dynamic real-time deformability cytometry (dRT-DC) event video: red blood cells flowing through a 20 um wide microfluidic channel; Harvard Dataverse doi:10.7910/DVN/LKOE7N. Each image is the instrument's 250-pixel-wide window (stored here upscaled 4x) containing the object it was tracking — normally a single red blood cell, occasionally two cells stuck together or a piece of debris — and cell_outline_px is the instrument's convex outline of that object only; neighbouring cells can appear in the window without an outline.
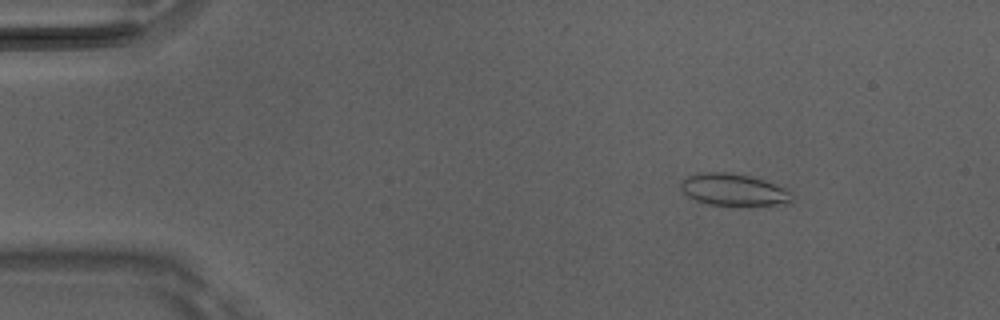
{"species": "Egyptian fruit bat (a non-hibernating species)", "species_latin": "Rousettus aegyptiacus", "temperature_condition": "room temperature", "stored_images_in_passage": 50, "camera_frame_rate_fps": 3000, "um_per_image_px": 0.085, "animal": {"sex": "male"}, "frame": {"image": 1, "passage_image": 7, "time_ms": 2.0, "image_size_px": [1000, 320], "cell_outline_px": [[796, 200], [792, 204], [708, 204], [696, 200], [688, 196], [680, 188], [680, 180], [688, 176], [700, 172], [724, 172], [748, 176], [764, 180], [788, 188]], "centroid_in_image_um": [62.4, 16.11], "position_along_channel_um": 22.6, "area_um2": 20.63}}
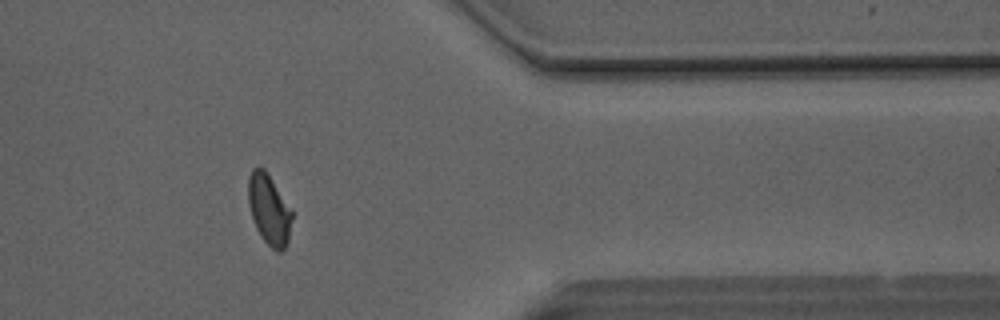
{"frame": {"image": 2, "passage_image": 41, "time_ms": 13.333, "image_size_px": [1000, 320], "cell_outline_px": [[292, 216], [288, 240], [284, 248], [280, 252], [276, 252], [260, 236], [252, 220], [248, 204], [248, 176], [252, 168], [264, 168], [292, 212]], "centroid_in_image_um": [22.83, 17.83], "position_along_channel_um": 388.6, "area_um2": 17.69}}
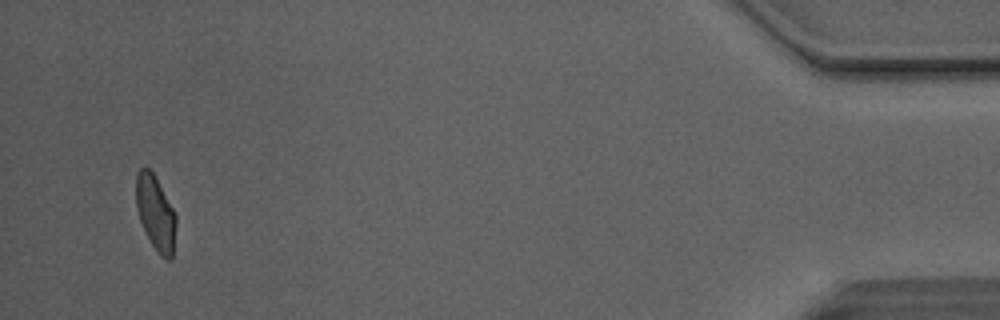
{"frame": {"image": 3, "passage_image": 48, "time_ms": 15.667, "image_size_px": [1000, 320], "cell_outline_px": [[176, 224], [172, 256], [168, 260], [160, 256], [152, 244], [140, 220], [136, 208], [136, 172], [144, 164], [152, 172], [176, 212]], "centroid_in_image_um": [13.22, 18.06], "position_along_channel_um": 422.0, "area_um2": 17.34}, "authors_computed_cell_mechanics": {"area_um2": 18.4382, "velocity_mm_per_s": 4.125, "shape_relaxation_time_tau1_ms": 6.8674, "shape_relaxation_time_tau2_ms": 1.1472, "deformation_change_tau1": 0.1571, "deformation_change_tau2": 0.0638}}